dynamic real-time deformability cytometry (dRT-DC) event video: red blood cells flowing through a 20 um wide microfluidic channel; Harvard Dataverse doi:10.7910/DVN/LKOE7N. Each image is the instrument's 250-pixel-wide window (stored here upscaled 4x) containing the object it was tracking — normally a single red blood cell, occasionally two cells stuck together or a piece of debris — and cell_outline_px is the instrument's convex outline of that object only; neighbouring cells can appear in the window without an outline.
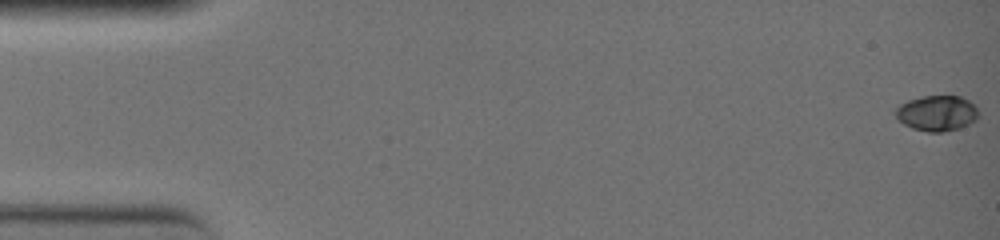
{"species": "common noctule bat (a hibernating species)", "species_latin": "Nyctalus noctula", "temperature_condition": "warm", "stored_images_in_passage": 4, "camera_frame_rate_fps": 3000, "um_per_image_px": 0.085, "animal": {"sex": "female", "body_mass_g": 19.0, "forearm_length_mm": 51.5}, "frame": {"image": 1, "passage_image": 1, "time_ms": 0.0, "image_size_px": [1000, 240], "cell_outline_px": [[976, 120], [960, 128], [944, 132], [928, 132], [912, 128], [904, 124], [896, 116], [896, 108], [900, 104], [908, 100], [920, 96], [960, 96], [968, 100], [976, 108]], "centroid_in_image_um": [79.61, 9.62], "position_along_channel_um": 5.4, "area_um2": 16.99}}